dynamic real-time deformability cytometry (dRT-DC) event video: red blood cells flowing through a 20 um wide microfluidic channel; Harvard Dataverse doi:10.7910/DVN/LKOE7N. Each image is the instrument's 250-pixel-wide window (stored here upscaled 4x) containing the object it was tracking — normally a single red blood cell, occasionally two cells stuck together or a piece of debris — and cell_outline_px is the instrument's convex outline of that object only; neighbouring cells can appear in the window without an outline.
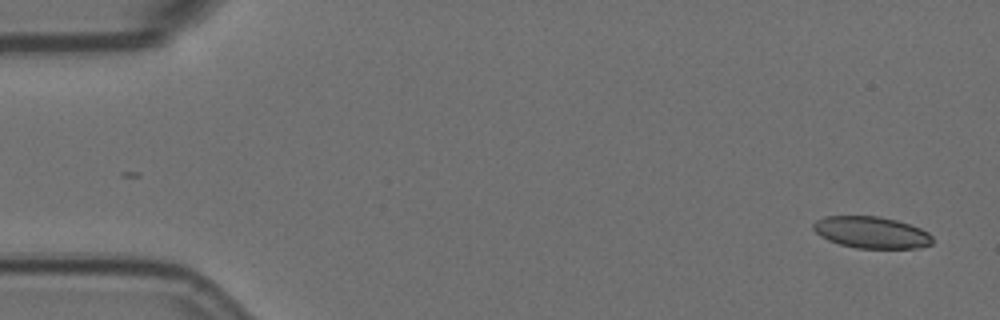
{"species": "Egyptian fruit bat (a non-hibernating species)", "species_latin": "Rousettus aegyptiacus", "temperature_condition": "room temperature", "stored_images_in_passage": 2, "camera_frame_rate_fps": 3000, "um_per_image_px": 0.085, "animal": {"sex": "female"}, "frame": {"image": 1, "passage_image": 2, "time_ms": 0.333, "image_size_px": [1000, 320], "cell_outline_px": [[932, 244], [920, 248], [856, 248], [840, 244], [828, 240], [820, 236], [812, 228], [812, 224], [816, 220], [824, 216], [880, 216], [896, 220], [920, 228], [928, 232], [932, 236]], "centroid_in_image_um": [74.06, 19.75], "position_along_channel_um": 10.9, "area_um2": 22.08}}